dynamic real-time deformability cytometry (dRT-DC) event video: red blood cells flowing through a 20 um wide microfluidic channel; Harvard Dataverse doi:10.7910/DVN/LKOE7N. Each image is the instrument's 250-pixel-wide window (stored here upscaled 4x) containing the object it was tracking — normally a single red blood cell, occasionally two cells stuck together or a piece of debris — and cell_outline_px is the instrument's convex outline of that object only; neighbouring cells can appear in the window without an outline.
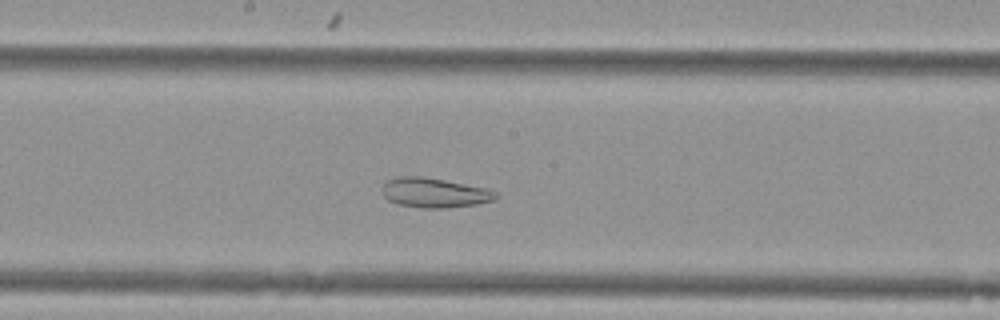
{"species": "Egyptian fruit bat (a non-hibernating species)", "species_latin": "Rousettus aegyptiacus", "temperature_condition": "cold", "stored_images_in_passage": 45, "camera_frame_rate_fps": 3000, "um_per_image_px": 0.085, "animal": {"sex": "female"}, "frame": {"image": 1, "passage_image": 20, "time_ms": 6.333, "image_size_px": [1000, 320], "cell_outline_px": [[500, 196], [496, 200], [476, 204], [448, 208], [420, 208], [396, 204], [388, 200], [380, 192], [380, 188], [388, 180], [400, 176], [424, 176], [484, 188], [496, 192]], "centroid_in_image_um": [36.89, 16.39], "position_along_channel_um": 211.3, "area_um2": 19.83}, "authors_computed_cell_mechanics": {"area_um2": 28.0908, "velocity_mm_per_s": 3.7331, "shape_relaxation_time_tau1_ms": null, "shape_relaxation_time_tau2_ms": 2.2259, "deformation_change_tau1": null, "deformation_change_tau2": 0.0807}}